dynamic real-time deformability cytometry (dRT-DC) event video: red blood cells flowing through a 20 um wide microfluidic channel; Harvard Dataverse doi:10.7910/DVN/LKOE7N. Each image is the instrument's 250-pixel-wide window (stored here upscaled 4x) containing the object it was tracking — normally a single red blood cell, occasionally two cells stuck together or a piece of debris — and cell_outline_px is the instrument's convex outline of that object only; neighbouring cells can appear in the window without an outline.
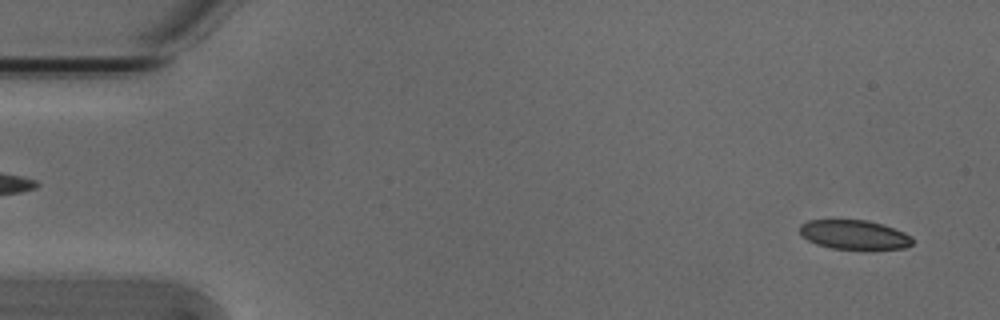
{"species": "Egyptian fruit bat (a non-hibernating species)", "species_latin": "Rousettus aegyptiacus", "temperature_condition": "cold", "stored_images_in_passage": 53, "camera_frame_rate_fps": 3000, "um_per_image_px": 0.085, "animal": {"sex": "male"}, "frame": {"image": 1, "passage_image": 3, "time_ms": 0.667, "image_size_px": [1000, 320], "cell_outline_px": [[912, 244], [904, 248], [832, 248], [816, 244], [808, 240], [800, 232], [800, 224], [808, 220], [868, 220], [884, 224], [904, 232], [912, 236]], "centroid_in_image_um": [72.61, 19.92], "position_along_channel_um": 12.4, "area_um2": 18.96}}
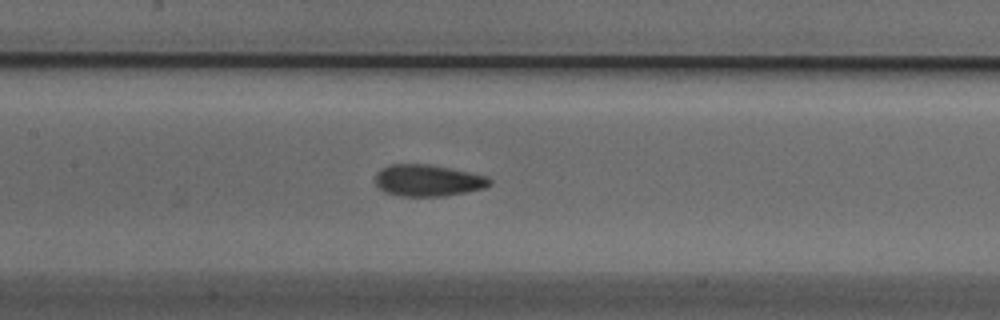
{"frame": {"image": 2, "passage_image": 25, "time_ms": 8.0, "image_size_px": [1000, 320], "cell_outline_px": [[492, 184], [484, 188], [444, 196], [400, 196], [384, 192], [376, 184], [376, 172], [380, 168], [388, 164], [428, 164], [488, 176], [492, 180]], "centroid_in_image_um": [36.35, 15.33], "position_along_channel_um": 171.0, "area_um2": 21.1}}
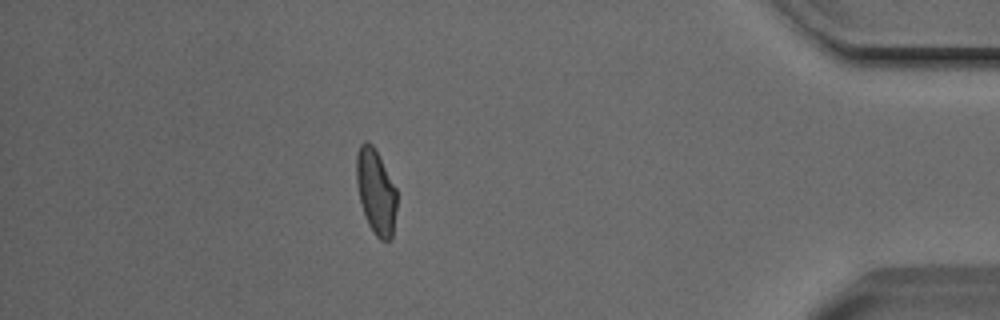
{"frame": {"image": 3, "passage_image": 47, "time_ms": 15.333, "image_size_px": [1000, 320], "cell_outline_px": [[396, 208], [392, 240], [380, 240], [376, 236], [368, 224], [360, 204], [356, 180], [356, 156], [360, 144], [364, 140], [372, 144], [396, 188]], "centroid_in_image_um": [31.93, 16.31], "position_along_channel_um": 403.3, "area_um2": 19.94}, "authors_computed_cell_mechanics": {"area_um2": 20.5768, "velocity_mm_per_s": 3.8156, "shape_relaxation_time_tau1_ms": 8.7357, "shape_relaxation_time_tau2_ms": 1.759, "deformation_change_tau1": 0.1962, "deformation_change_tau2": 0.0629}}